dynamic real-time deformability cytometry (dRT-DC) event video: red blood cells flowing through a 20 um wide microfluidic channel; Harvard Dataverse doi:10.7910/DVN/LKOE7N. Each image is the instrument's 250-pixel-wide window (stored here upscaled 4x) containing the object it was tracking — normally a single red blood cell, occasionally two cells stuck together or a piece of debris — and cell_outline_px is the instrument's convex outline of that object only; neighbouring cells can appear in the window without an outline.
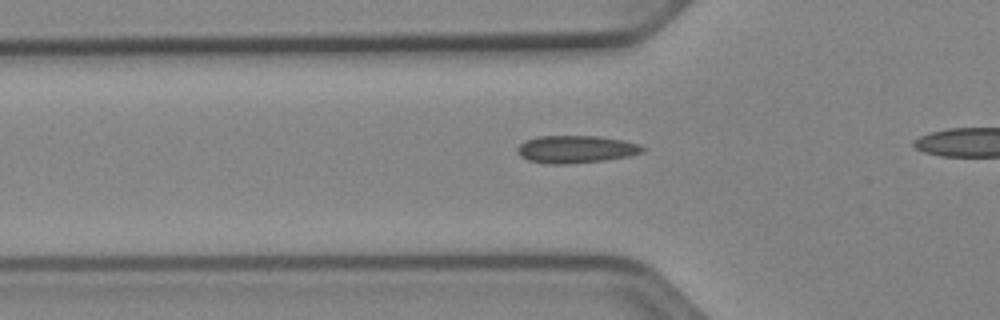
{"species": "Egyptian fruit bat (a non-hibernating species)", "species_latin": "Rousettus aegyptiacus", "temperature_condition": "cold", "stored_images_in_passage": 38, "camera_frame_rate_fps": 3000, "um_per_image_px": 0.085, "animal": {"sex": "female"}, "frame": {"image": 1, "passage_image": 13, "time_ms": 4.0, "image_size_px": [1000, 320], "cell_outline_px": [[644, 152], [628, 156], [604, 160], [564, 164], [552, 164], [528, 160], [520, 156], [516, 148], [524, 140], [540, 136], [600, 136], [624, 140], [640, 144], [644, 148]], "centroid_in_image_um": [48.96, 12.67], "position_along_channel_um": 76.8, "area_um2": 20.06}}
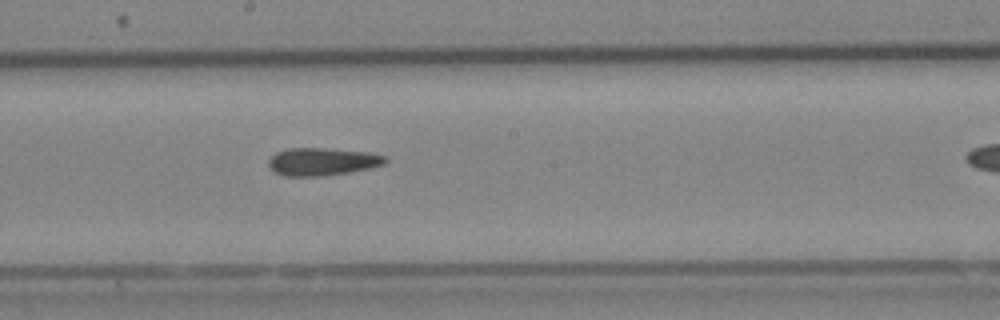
{"frame": {"image": 2, "passage_image": 24, "time_ms": 7.667, "image_size_px": [1000, 320], "cell_outline_px": [[388, 160], [384, 164], [372, 168], [348, 172], [320, 176], [284, 176], [276, 172], [268, 164], [268, 160], [276, 152], [288, 148], [324, 148], [368, 152], [388, 156]], "centroid_in_image_um": [27.43, 13.73], "position_along_channel_um": 220.8, "area_um2": 18.84}}
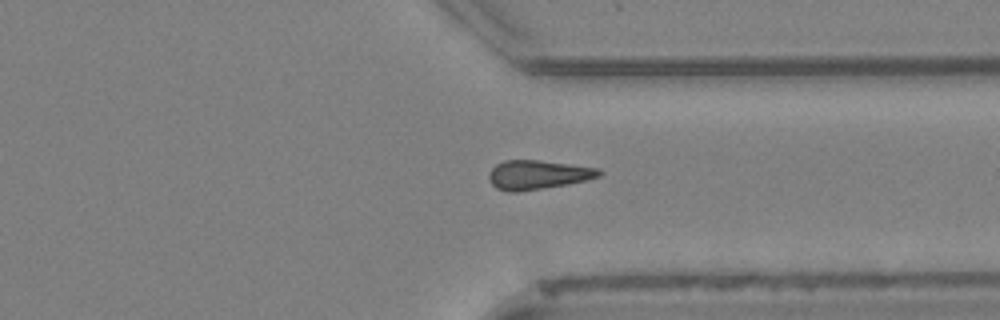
{"frame": {"image": 3, "passage_image": 35, "time_ms": 11.333, "image_size_px": [1000, 320], "cell_outline_px": [[604, 172], [600, 176], [588, 180], [568, 184], [544, 188], [516, 192], [508, 192], [496, 188], [488, 180], [488, 172], [496, 164], [504, 160], [540, 160], [600, 168]], "centroid_in_image_um": [45.72, 14.85], "position_along_channel_um": 365.7, "area_um2": 18.96}}